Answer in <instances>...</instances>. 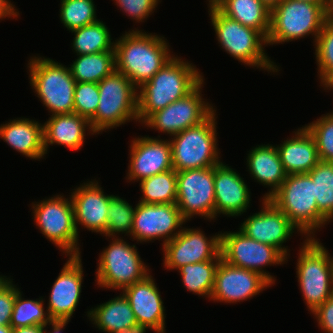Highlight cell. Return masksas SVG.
<instances>
[{
	"instance_id": "cell-10",
	"label": "cell",
	"mask_w": 333,
	"mask_h": 333,
	"mask_svg": "<svg viewBox=\"0 0 333 333\" xmlns=\"http://www.w3.org/2000/svg\"><path fill=\"white\" fill-rule=\"evenodd\" d=\"M109 238V246L99 254L95 281L99 288L122 292L129 285L143 280L151 271L141 259L136 245H131L123 237Z\"/></svg>"
},
{
	"instance_id": "cell-9",
	"label": "cell",
	"mask_w": 333,
	"mask_h": 333,
	"mask_svg": "<svg viewBox=\"0 0 333 333\" xmlns=\"http://www.w3.org/2000/svg\"><path fill=\"white\" fill-rule=\"evenodd\" d=\"M216 110L201 124L169 138L172 167L176 172L215 167L222 162L217 139Z\"/></svg>"
},
{
	"instance_id": "cell-46",
	"label": "cell",
	"mask_w": 333,
	"mask_h": 333,
	"mask_svg": "<svg viewBox=\"0 0 333 333\" xmlns=\"http://www.w3.org/2000/svg\"><path fill=\"white\" fill-rule=\"evenodd\" d=\"M148 329L152 330L149 326L136 322L129 327L123 328L113 333H146V330Z\"/></svg>"
},
{
	"instance_id": "cell-6",
	"label": "cell",
	"mask_w": 333,
	"mask_h": 333,
	"mask_svg": "<svg viewBox=\"0 0 333 333\" xmlns=\"http://www.w3.org/2000/svg\"><path fill=\"white\" fill-rule=\"evenodd\" d=\"M318 240L305 239L296 262L298 286L310 314L333 294V256Z\"/></svg>"
},
{
	"instance_id": "cell-11",
	"label": "cell",
	"mask_w": 333,
	"mask_h": 333,
	"mask_svg": "<svg viewBox=\"0 0 333 333\" xmlns=\"http://www.w3.org/2000/svg\"><path fill=\"white\" fill-rule=\"evenodd\" d=\"M32 203V219L40 233L66 257L81 256L70 195L65 198L64 195L58 194Z\"/></svg>"
},
{
	"instance_id": "cell-19",
	"label": "cell",
	"mask_w": 333,
	"mask_h": 333,
	"mask_svg": "<svg viewBox=\"0 0 333 333\" xmlns=\"http://www.w3.org/2000/svg\"><path fill=\"white\" fill-rule=\"evenodd\" d=\"M129 152L127 182H140L153 175L173 169L171 144L168 139L149 137L133 138Z\"/></svg>"
},
{
	"instance_id": "cell-27",
	"label": "cell",
	"mask_w": 333,
	"mask_h": 333,
	"mask_svg": "<svg viewBox=\"0 0 333 333\" xmlns=\"http://www.w3.org/2000/svg\"><path fill=\"white\" fill-rule=\"evenodd\" d=\"M247 155V171L256 182L270 188L262 197L269 199L287 177L278 150L275 145L261 144L253 147Z\"/></svg>"
},
{
	"instance_id": "cell-52",
	"label": "cell",
	"mask_w": 333,
	"mask_h": 333,
	"mask_svg": "<svg viewBox=\"0 0 333 333\" xmlns=\"http://www.w3.org/2000/svg\"><path fill=\"white\" fill-rule=\"evenodd\" d=\"M13 328L10 325H0V333H12Z\"/></svg>"
},
{
	"instance_id": "cell-20",
	"label": "cell",
	"mask_w": 333,
	"mask_h": 333,
	"mask_svg": "<svg viewBox=\"0 0 333 333\" xmlns=\"http://www.w3.org/2000/svg\"><path fill=\"white\" fill-rule=\"evenodd\" d=\"M82 256H68L49 293L46 310L52 320H71L79 304L84 276Z\"/></svg>"
},
{
	"instance_id": "cell-8",
	"label": "cell",
	"mask_w": 333,
	"mask_h": 333,
	"mask_svg": "<svg viewBox=\"0 0 333 333\" xmlns=\"http://www.w3.org/2000/svg\"><path fill=\"white\" fill-rule=\"evenodd\" d=\"M99 104L89 121L97 135L132 120L138 121V92L131 80L114 70L98 83Z\"/></svg>"
},
{
	"instance_id": "cell-16",
	"label": "cell",
	"mask_w": 333,
	"mask_h": 333,
	"mask_svg": "<svg viewBox=\"0 0 333 333\" xmlns=\"http://www.w3.org/2000/svg\"><path fill=\"white\" fill-rule=\"evenodd\" d=\"M185 223L177 204L138 202L130 238L140 243L163 239L164 245L181 232Z\"/></svg>"
},
{
	"instance_id": "cell-22",
	"label": "cell",
	"mask_w": 333,
	"mask_h": 333,
	"mask_svg": "<svg viewBox=\"0 0 333 333\" xmlns=\"http://www.w3.org/2000/svg\"><path fill=\"white\" fill-rule=\"evenodd\" d=\"M215 219L238 217L249 209L251 192L240 174L223 161L214 167ZM217 216V217H216Z\"/></svg>"
},
{
	"instance_id": "cell-50",
	"label": "cell",
	"mask_w": 333,
	"mask_h": 333,
	"mask_svg": "<svg viewBox=\"0 0 333 333\" xmlns=\"http://www.w3.org/2000/svg\"><path fill=\"white\" fill-rule=\"evenodd\" d=\"M327 15L328 18L333 19V0L327 1Z\"/></svg>"
},
{
	"instance_id": "cell-7",
	"label": "cell",
	"mask_w": 333,
	"mask_h": 333,
	"mask_svg": "<svg viewBox=\"0 0 333 333\" xmlns=\"http://www.w3.org/2000/svg\"><path fill=\"white\" fill-rule=\"evenodd\" d=\"M27 68L33 92L51 115L74 113L76 81L69 65L35 55L29 59Z\"/></svg>"
},
{
	"instance_id": "cell-18",
	"label": "cell",
	"mask_w": 333,
	"mask_h": 333,
	"mask_svg": "<svg viewBox=\"0 0 333 333\" xmlns=\"http://www.w3.org/2000/svg\"><path fill=\"white\" fill-rule=\"evenodd\" d=\"M272 284L261 274L220 260L216 269L210 301L232 303L247 301Z\"/></svg>"
},
{
	"instance_id": "cell-14",
	"label": "cell",
	"mask_w": 333,
	"mask_h": 333,
	"mask_svg": "<svg viewBox=\"0 0 333 333\" xmlns=\"http://www.w3.org/2000/svg\"><path fill=\"white\" fill-rule=\"evenodd\" d=\"M176 188V204L186 222L197 216L215 220L214 167L177 172Z\"/></svg>"
},
{
	"instance_id": "cell-51",
	"label": "cell",
	"mask_w": 333,
	"mask_h": 333,
	"mask_svg": "<svg viewBox=\"0 0 333 333\" xmlns=\"http://www.w3.org/2000/svg\"><path fill=\"white\" fill-rule=\"evenodd\" d=\"M11 277L4 276V275H0V290L5 287L12 279H10Z\"/></svg>"
},
{
	"instance_id": "cell-28",
	"label": "cell",
	"mask_w": 333,
	"mask_h": 333,
	"mask_svg": "<svg viewBox=\"0 0 333 333\" xmlns=\"http://www.w3.org/2000/svg\"><path fill=\"white\" fill-rule=\"evenodd\" d=\"M87 318L101 332L113 333L137 322L128 299L120 295L87 311Z\"/></svg>"
},
{
	"instance_id": "cell-35",
	"label": "cell",
	"mask_w": 333,
	"mask_h": 333,
	"mask_svg": "<svg viewBox=\"0 0 333 333\" xmlns=\"http://www.w3.org/2000/svg\"><path fill=\"white\" fill-rule=\"evenodd\" d=\"M314 182V196L318 210L329 220L333 219V163L320 160L307 173Z\"/></svg>"
},
{
	"instance_id": "cell-21",
	"label": "cell",
	"mask_w": 333,
	"mask_h": 333,
	"mask_svg": "<svg viewBox=\"0 0 333 333\" xmlns=\"http://www.w3.org/2000/svg\"><path fill=\"white\" fill-rule=\"evenodd\" d=\"M99 181L83 182L71 192V200L74 207L75 226L78 234L79 225L97 234H103L107 227V212L110 202V194H104ZM79 224V225H78Z\"/></svg>"
},
{
	"instance_id": "cell-17",
	"label": "cell",
	"mask_w": 333,
	"mask_h": 333,
	"mask_svg": "<svg viewBox=\"0 0 333 333\" xmlns=\"http://www.w3.org/2000/svg\"><path fill=\"white\" fill-rule=\"evenodd\" d=\"M260 200L261 210L245 218L238 229L251 239L277 248L288 262L290 249L283 244L291 239L296 231L306 237L269 199Z\"/></svg>"
},
{
	"instance_id": "cell-33",
	"label": "cell",
	"mask_w": 333,
	"mask_h": 333,
	"mask_svg": "<svg viewBox=\"0 0 333 333\" xmlns=\"http://www.w3.org/2000/svg\"><path fill=\"white\" fill-rule=\"evenodd\" d=\"M177 172L174 169L140 181L142 196L138 202L147 204H176Z\"/></svg>"
},
{
	"instance_id": "cell-49",
	"label": "cell",
	"mask_w": 333,
	"mask_h": 333,
	"mask_svg": "<svg viewBox=\"0 0 333 333\" xmlns=\"http://www.w3.org/2000/svg\"><path fill=\"white\" fill-rule=\"evenodd\" d=\"M269 9L274 8L281 0H261Z\"/></svg>"
},
{
	"instance_id": "cell-44",
	"label": "cell",
	"mask_w": 333,
	"mask_h": 333,
	"mask_svg": "<svg viewBox=\"0 0 333 333\" xmlns=\"http://www.w3.org/2000/svg\"><path fill=\"white\" fill-rule=\"evenodd\" d=\"M19 11L10 0H0V20L19 17Z\"/></svg>"
},
{
	"instance_id": "cell-12",
	"label": "cell",
	"mask_w": 333,
	"mask_h": 333,
	"mask_svg": "<svg viewBox=\"0 0 333 333\" xmlns=\"http://www.w3.org/2000/svg\"><path fill=\"white\" fill-rule=\"evenodd\" d=\"M222 260L230 265L255 271L272 285L276 277L264 270L266 266L283 265L286 257L275 247L247 237L243 232H220Z\"/></svg>"
},
{
	"instance_id": "cell-3",
	"label": "cell",
	"mask_w": 333,
	"mask_h": 333,
	"mask_svg": "<svg viewBox=\"0 0 333 333\" xmlns=\"http://www.w3.org/2000/svg\"><path fill=\"white\" fill-rule=\"evenodd\" d=\"M208 13L211 25L215 31L219 46L240 63L273 74L279 72L280 67L270 60L265 53L266 38L257 30L243 26L240 22L224 15L210 0Z\"/></svg>"
},
{
	"instance_id": "cell-24",
	"label": "cell",
	"mask_w": 333,
	"mask_h": 333,
	"mask_svg": "<svg viewBox=\"0 0 333 333\" xmlns=\"http://www.w3.org/2000/svg\"><path fill=\"white\" fill-rule=\"evenodd\" d=\"M86 130L87 136L89 132L96 135L89 121L76 113L50 115L43 124L46 154L50 145H61L72 151L80 150L84 146Z\"/></svg>"
},
{
	"instance_id": "cell-48",
	"label": "cell",
	"mask_w": 333,
	"mask_h": 333,
	"mask_svg": "<svg viewBox=\"0 0 333 333\" xmlns=\"http://www.w3.org/2000/svg\"><path fill=\"white\" fill-rule=\"evenodd\" d=\"M319 82L320 86L325 90H333V69H331Z\"/></svg>"
},
{
	"instance_id": "cell-1",
	"label": "cell",
	"mask_w": 333,
	"mask_h": 333,
	"mask_svg": "<svg viewBox=\"0 0 333 333\" xmlns=\"http://www.w3.org/2000/svg\"><path fill=\"white\" fill-rule=\"evenodd\" d=\"M169 48L164 36L131 29L115 40V70L138 88L175 56Z\"/></svg>"
},
{
	"instance_id": "cell-26",
	"label": "cell",
	"mask_w": 333,
	"mask_h": 333,
	"mask_svg": "<svg viewBox=\"0 0 333 333\" xmlns=\"http://www.w3.org/2000/svg\"><path fill=\"white\" fill-rule=\"evenodd\" d=\"M282 143L276 145L287 175L310 172L320 161L315 140L302 126Z\"/></svg>"
},
{
	"instance_id": "cell-45",
	"label": "cell",
	"mask_w": 333,
	"mask_h": 333,
	"mask_svg": "<svg viewBox=\"0 0 333 333\" xmlns=\"http://www.w3.org/2000/svg\"><path fill=\"white\" fill-rule=\"evenodd\" d=\"M68 322H70V320H51V322L48 323V326L51 325V330L47 331L46 327L48 328V326L45 325L43 333H62Z\"/></svg>"
},
{
	"instance_id": "cell-34",
	"label": "cell",
	"mask_w": 333,
	"mask_h": 333,
	"mask_svg": "<svg viewBox=\"0 0 333 333\" xmlns=\"http://www.w3.org/2000/svg\"><path fill=\"white\" fill-rule=\"evenodd\" d=\"M18 287V293L13 306L10 326L12 328L28 327V326H45L51 322L48 311L44 309L45 299H25Z\"/></svg>"
},
{
	"instance_id": "cell-5",
	"label": "cell",
	"mask_w": 333,
	"mask_h": 333,
	"mask_svg": "<svg viewBox=\"0 0 333 333\" xmlns=\"http://www.w3.org/2000/svg\"><path fill=\"white\" fill-rule=\"evenodd\" d=\"M328 19L327 5L281 0L271 9L267 45L284 44L312 35L314 44Z\"/></svg>"
},
{
	"instance_id": "cell-37",
	"label": "cell",
	"mask_w": 333,
	"mask_h": 333,
	"mask_svg": "<svg viewBox=\"0 0 333 333\" xmlns=\"http://www.w3.org/2000/svg\"><path fill=\"white\" fill-rule=\"evenodd\" d=\"M134 212L135 206L133 207L122 197L120 198L118 195L111 194L107 212L106 238L124 233V236H130L133 226Z\"/></svg>"
},
{
	"instance_id": "cell-4",
	"label": "cell",
	"mask_w": 333,
	"mask_h": 333,
	"mask_svg": "<svg viewBox=\"0 0 333 333\" xmlns=\"http://www.w3.org/2000/svg\"><path fill=\"white\" fill-rule=\"evenodd\" d=\"M269 200L307 238H315V232L329 220L318 210L314 196V182L307 173L287 175L279 189Z\"/></svg>"
},
{
	"instance_id": "cell-30",
	"label": "cell",
	"mask_w": 333,
	"mask_h": 333,
	"mask_svg": "<svg viewBox=\"0 0 333 333\" xmlns=\"http://www.w3.org/2000/svg\"><path fill=\"white\" fill-rule=\"evenodd\" d=\"M76 56L69 67L76 82L99 83L115 70V51Z\"/></svg>"
},
{
	"instance_id": "cell-43",
	"label": "cell",
	"mask_w": 333,
	"mask_h": 333,
	"mask_svg": "<svg viewBox=\"0 0 333 333\" xmlns=\"http://www.w3.org/2000/svg\"><path fill=\"white\" fill-rule=\"evenodd\" d=\"M312 314L320 330L325 333H333V294Z\"/></svg>"
},
{
	"instance_id": "cell-29",
	"label": "cell",
	"mask_w": 333,
	"mask_h": 333,
	"mask_svg": "<svg viewBox=\"0 0 333 333\" xmlns=\"http://www.w3.org/2000/svg\"><path fill=\"white\" fill-rule=\"evenodd\" d=\"M224 15L254 28L267 38L270 30L269 9L261 0H210Z\"/></svg>"
},
{
	"instance_id": "cell-32",
	"label": "cell",
	"mask_w": 333,
	"mask_h": 333,
	"mask_svg": "<svg viewBox=\"0 0 333 333\" xmlns=\"http://www.w3.org/2000/svg\"><path fill=\"white\" fill-rule=\"evenodd\" d=\"M222 258L187 264L178 269L182 283L187 291L199 297H211L215 273Z\"/></svg>"
},
{
	"instance_id": "cell-2",
	"label": "cell",
	"mask_w": 333,
	"mask_h": 333,
	"mask_svg": "<svg viewBox=\"0 0 333 333\" xmlns=\"http://www.w3.org/2000/svg\"><path fill=\"white\" fill-rule=\"evenodd\" d=\"M178 55L172 57L149 81L137 88L138 122L183 98L203 79L200 70ZM201 73V74H200Z\"/></svg>"
},
{
	"instance_id": "cell-31",
	"label": "cell",
	"mask_w": 333,
	"mask_h": 333,
	"mask_svg": "<svg viewBox=\"0 0 333 333\" xmlns=\"http://www.w3.org/2000/svg\"><path fill=\"white\" fill-rule=\"evenodd\" d=\"M109 30L105 22L98 20L72 31L74 33L72 50L76 55L114 51L115 42L112 41Z\"/></svg>"
},
{
	"instance_id": "cell-15",
	"label": "cell",
	"mask_w": 333,
	"mask_h": 333,
	"mask_svg": "<svg viewBox=\"0 0 333 333\" xmlns=\"http://www.w3.org/2000/svg\"><path fill=\"white\" fill-rule=\"evenodd\" d=\"M162 247L165 269L178 270L187 264L221 258V234L206 237L200 227H182L181 232Z\"/></svg>"
},
{
	"instance_id": "cell-53",
	"label": "cell",
	"mask_w": 333,
	"mask_h": 333,
	"mask_svg": "<svg viewBox=\"0 0 333 333\" xmlns=\"http://www.w3.org/2000/svg\"><path fill=\"white\" fill-rule=\"evenodd\" d=\"M299 1H305V2H311V3H319L321 5H327L328 0H299Z\"/></svg>"
},
{
	"instance_id": "cell-47",
	"label": "cell",
	"mask_w": 333,
	"mask_h": 333,
	"mask_svg": "<svg viewBox=\"0 0 333 333\" xmlns=\"http://www.w3.org/2000/svg\"><path fill=\"white\" fill-rule=\"evenodd\" d=\"M44 326H28V327H20L13 328L12 333H43Z\"/></svg>"
},
{
	"instance_id": "cell-41",
	"label": "cell",
	"mask_w": 333,
	"mask_h": 333,
	"mask_svg": "<svg viewBox=\"0 0 333 333\" xmlns=\"http://www.w3.org/2000/svg\"><path fill=\"white\" fill-rule=\"evenodd\" d=\"M115 5L120 8L127 17H130L135 23L144 22L149 15L157 10L160 0H113Z\"/></svg>"
},
{
	"instance_id": "cell-40",
	"label": "cell",
	"mask_w": 333,
	"mask_h": 333,
	"mask_svg": "<svg viewBox=\"0 0 333 333\" xmlns=\"http://www.w3.org/2000/svg\"><path fill=\"white\" fill-rule=\"evenodd\" d=\"M99 104L98 83L76 82L74 92V113L90 121Z\"/></svg>"
},
{
	"instance_id": "cell-38",
	"label": "cell",
	"mask_w": 333,
	"mask_h": 333,
	"mask_svg": "<svg viewBox=\"0 0 333 333\" xmlns=\"http://www.w3.org/2000/svg\"><path fill=\"white\" fill-rule=\"evenodd\" d=\"M304 127L315 140L320 160L333 163V111Z\"/></svg>"
},
{
	"instance_id": "cell-42",
	"label": "cell",
	"mask_w": 333,
	"mask_h": 333,
	"mask_svg": "<svg viewBox=\"0 0 333 333\" xmlns=\"http://www.w3.org/2000/svg\"><path fill=\"white\" fill-rule=\"evenodd\" d=\"M13 279L0 290V325H10L13 306L18 293Z\"/></svg>"
},
{
	"instance_id": "cell-39",
	"label": "cell",
	"mask_w": 333,
	"mask_h": 333,
	"mask_svg": "<svg viewBox=\"0 0 333 333\" xmlns=\"http://www.w3.org/2000/svg\"><path fill=\"white\" fill-rule=\"evenodd\" d=\"M318 79L333 69V19L328 18L315 42Z\"/></svg>"
},
{
	"instance_id": "cell-13",
	"label": "cell",
	"mask_w": 333,
	"mask_h": 333,
	"mask_svg": "<svg viewBox=\"0 0 333 333\" xmlns=\"http://www.w3.org/2000/svg\"><path fill=\"white\" fill-rule=\"evenodd\" d=\"M204 80L183 98L153 113L142 125L171 138L189 127L201 124L216 110L211 102L202 97Z\"/></svg>"
},
{
	"instance_id": "cell-23",
	"label": "cell",
	"mask_w": 333,
	"mask_h": 333,
	"mask_svg": "<svg viewBox=\"0 0 333 333\" xmlns=\"http://www.w3.org/2000/svg\"><path fill=\"white\" fill-rule=\"evenodd\" d=\"M155 279L147 275L143 280L125 288L122 293L128 299L137 322L149 326L156 333H165V307Z\"/></svg>"
},
{
	"instance_id": "cell-25",
	"label": "cell",
	"mask_w": 333,
	"mask_h": 333,
	"mask_svg": "<svg viewBox=\"0 0 333 333\" xmlns=\"http://www.w3.org/2000/svg\"><path fill=\"white\" fill-rule=\"evenodd\" d=\"M0 139L10 148L31 160H40L46 155L44 148L43 123L30 118L10 119L0 125Z\"/></svg>"
},
{
	"instance_id": "cell-36",
	"label": "cell",
	"mask_w": 333,
	"mask_h": 333,
	"mask_svg": "<svg viewBox=\"0 0 333 333\" xmlns=\"http://www.w3.org/2000/svg\"><path fill=\"white\" fill-rule=\"evenodd\" d=\"M60 21L72 32L97 22L96 5L93 0H60Z\"/></svg>"
}]
</instances>
